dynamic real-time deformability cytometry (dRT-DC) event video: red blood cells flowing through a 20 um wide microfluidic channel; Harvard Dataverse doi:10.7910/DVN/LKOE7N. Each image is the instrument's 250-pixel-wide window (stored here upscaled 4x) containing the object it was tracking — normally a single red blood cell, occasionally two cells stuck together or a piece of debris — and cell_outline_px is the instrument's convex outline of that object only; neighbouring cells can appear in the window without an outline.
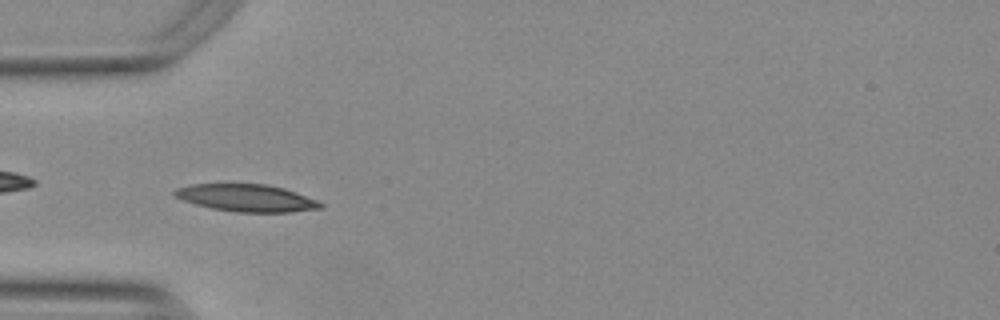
{"species": "Egyptian fruit bat (a non-hibernating species)", "species_latin": "Rousettus aegyptiacus", "temperature_condition": "warm", "stored_images_in_passage": 39, "camera_frame_rate_fps": 3000, "um_per_image_px": 0.085, "animal": {"sex": "female"}, "frame": {"image": 1, "passage_image": 2, "time_ms": 0.333, "image_size_px": [1000, 320], "cell_outline_px": [[324, 208], [288, 212], [236, 212], [212, 208], [196, 204], [184, 200], [176, 196], [172, 192], [176, 188], [192, 184], [268, 184], [284, 188], [316, 200], [324, 204]], "centroid_in_image_um": [20.97, 16.82], "position_along_channel_um": 64.0, "area_um2": 23.0}}
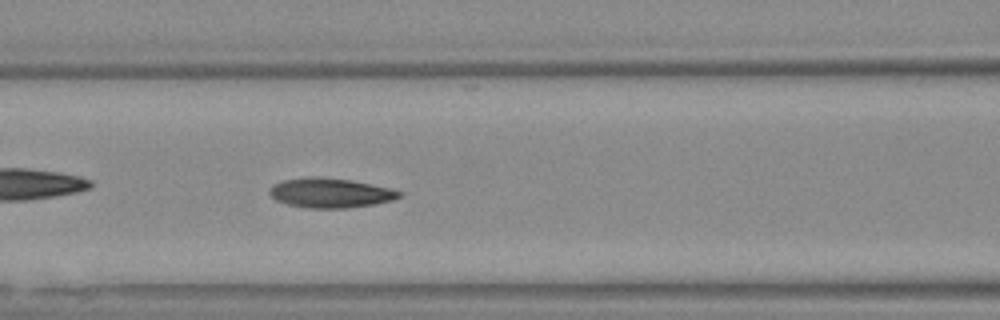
{"frame": {"image": 2, "passage_image": 8, "time_ms": 2.333, "image_size_px": [1000, 320], "cell_outline_px": [[404, 196], [392, 200], [372, 204], [344, 208], [304, 208], [288, 204], [276, 200], [268, 192], [268, 188], [272, 184], [284, 180], [312, 176], [352, 180], [388, 188], [404, 192]], "centroid_in_image_um": [28.06, 16.39], "position_along_channel_um": 138.5, "area_um2": 22.37}}
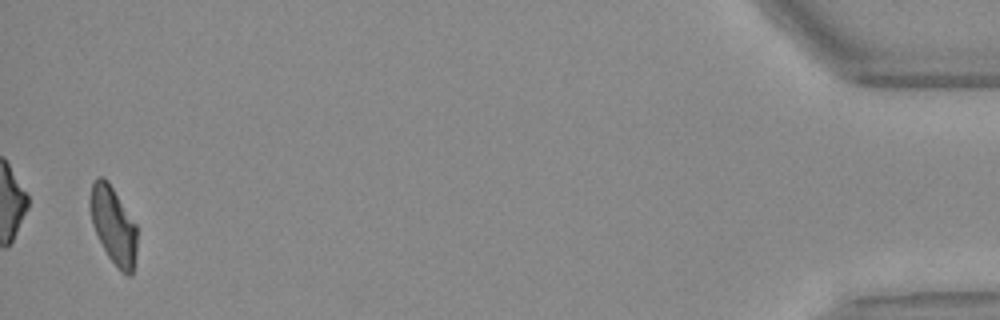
{"frame": {"image": 3, "passage_image": 38, "time_ms": 12.333, "image_size_px": [1000, 320], "cell_outline_px": [[136, 252], [132, 276], [128, 276], [120, 272], [108, 256], [92, 224], [88, 204], [88, 200], [92, 184], [96, 176], [104, 176], [108, 180], [136, 224]], "centroid_in_image_um": [9.62, 19.13], "position_along_channel_um": 425.6, "area_um2": 21.33}, "authors_computed_cell_mechanics": {"area_um2": 22.0218, "velocity_mm_per_s": 3.7561, "shape_relaxation_time_tau1_ms": null, "shape_relaxation_time_tau2_ms": 4.5836, "deformation_change_tau1": null, "deformation_change_tau2": 0.1005}}